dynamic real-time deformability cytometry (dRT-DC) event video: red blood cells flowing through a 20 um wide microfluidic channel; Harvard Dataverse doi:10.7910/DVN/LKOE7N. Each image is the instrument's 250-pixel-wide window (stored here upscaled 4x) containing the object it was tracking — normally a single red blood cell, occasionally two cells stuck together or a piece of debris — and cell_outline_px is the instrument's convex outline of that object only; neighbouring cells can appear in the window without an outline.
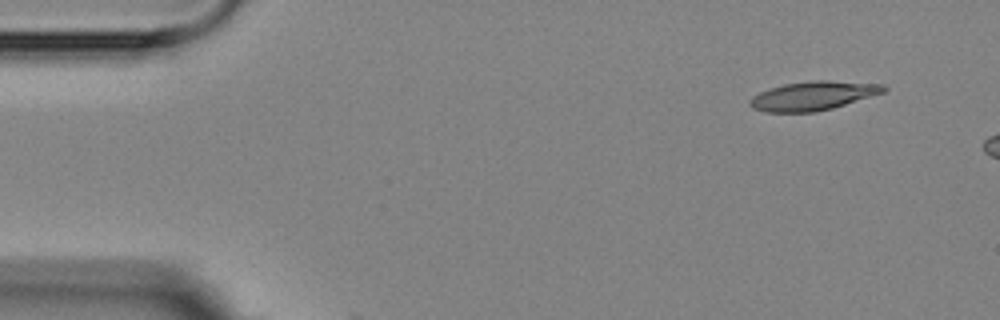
{"species": "Egyptian fruit bat (a non-hibernating species)", "species_latin": "Rousettus aegyptiacus", "temperature_condition": "room temperature", "stored_images_in_passage": 3, "camera_frame_rate_fps": 3000, "um_per_image_px": 0.085, "animal": {"sex": "female"}, "frame": {"image": 1, "passage_image": 1, "time_ms": 0.0, "image_size_px": [1000, 320], "cell_outline_px": [[888, 88], [884, 92], [832, 108], [816, 112], [764, 112], [752, 108], [748, 104], [748, 100], [752, 96], [760, 92], [784, 84], [812, 80], [828, 80], [884, 84]], "centroid_in_image_um": [69.09, 8.14], "position_along_channel_um": 15.9, "area_um2": 22.54}}